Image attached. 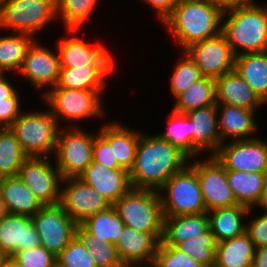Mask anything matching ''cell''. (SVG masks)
I'll return each instance as SVG.
<instances>
[{
  "instance_id": "obj_1",
  "label": "cell",
  "mask_w": 267,
  "mask_h": 267,
  "mask_svg": "<svg viewBox=\"0 0 267 267\" xmlns=\"http://www.w3.org/2000/svg\"><path fill=\"white\" fill-rule=\"evenodd\" d=\"M188 161L189 158L183 152L158 134L141 132L134 164L129 171L131 186L158 191Z\"/></svg>"
},
{
  "instance_id": "obj_2",
  "label": "cell",
  "mask_w": 267,
  "mask_h": 267,
  "mask_svg": "<svg viewBox=\"0 0 267 267\" xmlns=\"http://www.w3.org/2000/svg\"><path fill=\"white\" fill-rule=\"evenodd\" d=\"M224 10L212 0H179L162 22L183 51L222 32Z\"/></svg>"
},
{
  "instance_id": "obj_3",
  "label": "cell",
  "mask_w": 267,
  "mask_h": 267,
  "mask_svg": "<svg viewBox=\"0 0 267 267\" xmlns=\"http://www.w3.org/2000/svg\"><path fill=\"white\" fill-rule=\"evenodd\" d=\"M263 4L224 10L222 33L235 56L267 51V4Z\"/></svg>"
},
{
  "instance_id": "obj_4",
  "label": "cell",
  "mask_w": 267,
  "mask_h": 267,
  "mask_svg": "<svg viewBox=\"0 0 267 267\" xmlns=\"http://www.w3.org/2000/svg\"><path fill=\"white\" fill-rule=\"evenodd\" d=\"M113 206L124 225L161 241L164 216L158 191L131 188Z\"/></svg>"
},
{
  "instance_id": "obj_5",
  "label": "cell",
  "mask_w": 267,
  "mask_h": 267,
  "mask_svg": "<svg viewBox=\"0 0 267 267\" xmlns=\"http://www.w3.org/2000/svg\"><path fill=\"white\" fill-rule=\"evenodd\" d=\"M60 128L49 109L22 112L10 126L28 157H52Z\"/></svg>"
},
{
  "instance_id": "obj_6",
  "label": "cell",
  "mask_w": 267,
  "mask_h": 267,
  "mask_svg": "<svg viewBox=\"0 0 267 267\" xmlns=\"http://www.w3.org/2000/svg\"><path fill=\"white\" fill-rule=\"evenodd\" d=\"M42 97L60 127L61 122L65 120L69 121V124H75L73 127H76V123L88 119L106 118L107 113L102 103L104 100L96 91L50 88Z\"/></svg>"
},
{
  "instance_id": "obj_7",
  "label": "cell",
  "mask_w": 267,
  "mask_h": 267,
  "mask_svg": "<svg viewBox=\"0 0 267 267\" xmlns=\"http://www.w3.org/2000/svg\"><path fill=\"white\" fill-rule=\"evenodd\" d=\"M56 19V0H1L0 3L2 31L35 37V33L43 31Z\"/></svg>"
},
{
  "instance_id": "obj_8",
  "label": "cell",
  "mask_w": 267,
  "mask_h": 267,
  "mask_svg": "<svg viewBox=\"0 0 267 267\" xmlns=\"http://www.w3.org/2000/svg\"><path fill=\"white\" fill-rule=\"evenodd\" d=\"M158 193L163 216L207 212L197 174L188 164L170 177L158 190Z\"/></svg>"
},
{
  "instance_id": "obj_9",
  "label": "cell",
  "mask_w": 267,
  "mask_h": 267,
  "mask_svg": "<svg viewBox=\"0 0 267 267\" xmlns=\"http://www.w3.org/2000/svg\"><path fill=\"white\" fill-rule=\"evenodd\" d=\"M81 125L61 127L53 156L63 179L78 178L92 163L93 132H85ZM71 127V128H70Z\"/></svg>"
},
{
  "instance_id": "obj_10",
  "label": "cell",
  "mask_w": 267,
  "mask_h": 267,
  "mask_svg": "<svg viewBox=\"0 0 267 267\" xmlns=\"http://www.w3.org/2000/svg\"><path fill=\"white\" fill-rule=\"evenodd\" d=\"M191 158L188 165L196 172L206 211L238 205L228 184L227 170L215 156Z\"/></svg>"
},
{
  "instance_id": "obj_11",
  "label": "cell",
  "mask_w": 267,
  "mask_h": 267,
  "mask_svg": "<svg viewBox=\"0 0 267 267\" xmlns=\"http://www.w3.org/2000/svg\"><path fill=\"white\" fill-rule=\"evenodd\" d=\"M32 218L40 245L57 256L77 235L78 224L57 203L44 205Z\"/></svg>"
},
{
  "instance_id": "obj_12",
  "label": "cell",
  "mask_w": 267,
  "mask_h": 267,
  "mask_svg": "<svg viewBox=\"0 0 267 267\" xmlns=\"http://www.w3.org/2000/svg\"><path fill=\"white\" fill-rule=\"evenodd\" d=\"M50 158L27 157L18 173L19 178L43 205H54L60 202L63 178L57 166L49 160Z\"/></svg>"
},
{
  "instance_id": "obj_13",
  "label": "cell",
  "mask_w": 267,
  "mask_h": 267,
  "mask_svg": "<svg viewBox=\"0 0 267 267\" xmlns=\"http://www.w3.org/2000/svg\"><path fill=\"white\" fill-rule=\"evenodd\" d=\"M214 156L226 170L267 174V140L260 136L225 142Z\"/></svg>"
},
{
  "instance_id": "obj_14",
  "label": "cell",
  "mask_w": 267,
  "mask_h": 267,
  "mask_svg": "<svg viewBox=\"0 0 267 267\" xmlns=\"http://www.w3.org/2000/svg\"><path fill=\"white\" fill-rule=\"evenodd\" d=\"M59 204L78 225L89 216L112 206L99 192L79 178L62 180Z\"/></svg>"
},
{
  "instance_id": "obj_15",
  "label": "cell",
  "mask_w": 267,
  "mask_h": 267,
  "mask_svg": "<svg viewBox=\"0 0 267 267\" xmlns=\"http://www.w3.org/2000/svg\"><path fill=\"white\" fill-rule=\"evenodd\" d=\"M184 51L204 77L216 79L234 70L235 55L222 32L215 37L194 43Z\"/></svg>"
},
{
  "instance_id": "obj_16",
  "label": "cell",
  "mask_w": 267,
  "mask_h": 267,
  "mask_svg": "<svg viewBox=\"0 0 267 267\" xmlns=\"http://www.w3.org/2000/svg\"><path fill=\"white\" fill-rule=\"evenodd\" d=\"M55 51L56 53L52 52L50 48L43 47L36 39L28 48L22 66L17 73V76L20 74L19 76L41 91L40 94L42 95L50 88L55 87L59 79L60 57L58 50Z\"/></svg>"
},
{
  "instance_id": "obj_17",
  "label": "cell",
  "mask_w": 267,
  "mask_h": 267,
  "mask_svg": "<svg viewBox=\"0 0 267 267\" xmlns=\"http://www.w3.org/2000/svg\"><path fill=\"white\" fill-rule=\"evenodd\" d=\"M70 35L60 38L56 43L60 57V67H87L94 64H116L106 45L96 42V45L72 35L79 30H66Z\"/></svg>"
},
{
  "instance_id": "obj_18",
  "label": "cell",
  "mask_w": 267,
  "mask_h": 267,
  "mask_svg": "<svg viewBox=\"0 0 267 267\" xmlns=\"http://www.w3.org/2000/svg\"><path fill=\"white\" fill-rule=\"evenodd\" d=\"M186 115L191 120V158L206 152L214 156L222 144L218 132L217 105L194 109Z\"/></svg>"
},
{
  "instance_id": "obj_19",
  "label": "cell",
  "mask_w": 267,
  "mask_h": 267,
  "mask_svg": "<svg viewBox=\"0 0 267 267\" xmlns=\"http://www.w3.org/2000/svg\"><path fill=\"white\" fill-rule=\"evenodd\" d=\"M158 244L152 234L124 225L115 246L125 267H151Z\"/></svg>"
},
{
  "instance_id": "obj_20",
  "label": "cell",
  "mask_w": 267,
  "mask_h": 267,
  "mask_svg": "<svg viewBox=\"0 0 267 267\" xmlns=\"http://www.w3.org/2000/svg\"><path fill=\"white\" fill-rule=\"evenodd\" d=\"M38 246L39 235L30 216L8 213L0 220V247L9 257Z\"/></svg>"
},
{
  "instance_id": "obj_21",
  "label": "cell",
  "mask_w": 267,
  "mask_h": 267,
  "mask_svg": "<svg viewBox=\"0 0 267 267\" xmlns=\"http://www.w3.org/2000/svg\"><path fill=\"white\" fill-rule=\"evenodd\" d=\"M78 178L99 192L112 205L132 188L128 171L107 168L93 160Z\"/></svg>"
},
{
  "instance_id": "obj_22",
  "label": "cell",
  "mask_w": 267,
  "mask_h": 267,
  "mask_svg": "<svg viewBox=\"0 0 267 267\" xmlns=\"http://www.w3.org/2000/svg\"><path fill=\"white\" fill-rule=\"evenodd\" d=\"M217 114L218 132L222 144L226 140L240 141L257 137L256 132H259V124L256 122L255 111L217 104Z\"/></svg>"
},
{
  "instance_id": "obj_23",
  "label": "cell",
  "mask_w": 267,
  "mask_h": 267,
  "mask_svg": "<svg viewBox=\"0 0 267 267\" xmlns=\"http://www.w3.org/2000/svg\"><path fill=\"white\" fill-rule=\"evenodd\" d=\"M117 64H94L87 67H61L55 87L96 91L100 96L105 92L107 79L116 71Z\"/></svg>"
},
{
  "instance_id": "obj_24",
  "label": "cell",
  "mask_w": 267,
  "mask_h": 267,
  "mask_svg": "<svg viewBox=\"0 0 267 267\" xmlns=\"http://www.w3.org/2000/svg\"><path fill=\"white\" fill-rule=\"evenodd\" d=\"M215 101L255 112L266 106L235 69L215 79Z\"/></svg>"
},
{
  "instance_id": "obj_25",
  "label": "cell",
  "mask_w": 267,
  "mask_h": 267,
  "mask_svg": "<svg viewBox=\"0 0 267 267\" xmlns=\"http://www.w3.org/2000/svg\"><path fill=\"white\" fill-rule=\"evenodd\" d=\"M109 143L112 148L113 163L130 171L133 167L136 149L141 135L140 130H134L117 121L103 124L97 130Z\"/></svg>"
},
{
  "instance_id": "obj_26",
  "label": "cell",
  "mask_w": 267,
  "mask_h": 267,
  "mask_svg": "<svg viewBox=\"0 0 267 267\" xmlns=\"http://www.w3.org/2000/svg\"><path fill=\"white\" fill-rule=\"evenodd\" d=\"M251 212H253V208H248L241 204L207 212L209 229L214 235L216 242L220 243L242 235L246 229L245 218H248Z\"/></svg>"
},
{
  "instance_id": "obj_27",
  "label": "cell",
  "mask_w": 267,
  "mask_h": 267,
  "mask_svg": "<svg viewBox=\"0 0 267 267\" xmlns=\"http://www.w3.org/2000/svg\"><path fill=\"white\" fill-rule=\"evenodd\" d=\"M0 191L9 214L33 217L44 206L18 175L3 177Z\"/></svg>"
},
{
  "instance_id": "obj_28",
  "label": "cell",
  "mask_w": 267,
  "mask_h": 267,
  "mask_svg": "<svg viewBox=\"0 0 267 267\" xmlns=\"http://www.w3.org/2000/svg\"><path fill=\"white\" fill-rule=\"evenodd\" d=\"M209 228L207 212L200 214L164 216L161 242L175 246L179 242L204 233Z\"/></svg>"
},
{
  "instance_id": "obj_29",
  "label": "cell",
  "mask_w": 267,
  "mask_h": 267,
  "mask_svg": "<svg viewBox=\"0 0 267 267\" xmlns=\"http://www.w3.org/2000/svg\"><path fill=\"white\" fill-rule=\"evenodd\" d=\"M234 69L267 105V51L235 56Z\"/></svg>"
},
{
  "instance_id": "obj_30",
  "label": "cell",
  "mask_w": 267,
  "mask_h": 267,
  "mask_svg": "<svg viewBox=\"0 0 267 267\" xmlns=\"http://www.w3.org/2000/svg\"><path fill=\"white\" fill-rule=\"evenodd\" d=\"M255 246L249 235H242L217 243L215 265L218 267H251Z\"/></svg>"
},
{
  "instance_id": "obj_31",
  "label": "cell",
  "mask_w": 267,
  "mask_h": 267,
  "mask_svg": "<svg viewBox=\"0 0 267 267\" xmlns=\"http://www.w3.org/2000/svg\"><path fill=\"white\" fill-rule=\"evenodd\" d=\"M267 174L252 171L227 170L228 184L236 201L248 208L258 202Z\"/></svg>"
},
{
  "instance_id": "obj_32",
  "label": "cell",
  "mask_w": 267,
  "mask_h": 267,
  "mask_svg": "<svg viewBox=\"0 0 267 267\" xmlns=\"http://www.w3.org/2000/svg\"><path fill=\"white\" fill-rule=\"evenodd\" d=\"M36 40L28 34L10 33L0 36V73L17 74L28 48Z\"/></svg>"
},
{
  "instance_id": "obj_33",
  "label": "cell",
  "mask_w": 267,
  "mask_h": 267,
  "mask_svg": "<svg viewBox=\"0 0 267 267\" xmlns=\"http://www.w3.org/2000/svg\"><path fill=\"white\" fill-rule=\"evenodd\" d=\"M79 225L101 243L105 241L116 244L124 222L112 205L104 211L89 216Z\"/></svg>"
},
{
  "instance_id": "obj_34",
  "label": "cell",
  "mask_w": 267,
  "mask_h": 267,
  "mask_svg": "<svg viewBox=\"0 0 267 267\" xmlns=\"http://www.w3.org/2000/svg\"><path fill=\"white\" fill-rule=\"evenodd\" d=\"M174 101L173 110L185 114L194 109L217 105L215 101V79L203 76Z\"/></svg>"
},
{
  "instance_id": "obj_35",
  "label": "cell",
  "mask_w": 267,
  "mask_h": 267,
  "mask_svg": "<svg viewBox=\"0 0 267 267\" xmlns=\"http://www.w3.org/2000/svg\"><path fill=\"white\" fill-rule=\"evenodd\" d=\"M100 0H56L57 19L66 30H82ZM97 5V6H96Z\"/></svg>"
},
{
  "instance_id": "obj_36",
  "label": "cell",
  "mask_w": 267,
  "mask_h": 267,
  "mask_svg": "<svg viewBox=\"0 0 267 267\" xmlns=\"http://www.w3.org/2000/svg\"><path fill=\"white\" fill-rule=\"evenodd\" d=\"M27 157L10 127L0 128V174L2 177L17 176Z\"/></svg>"
},
{
  "instance_id": "obj_37",
  "label": "cell",
  "mask_w": 267,
  "mask_h": 267,
  "mask_svg": "<svg viewBox=\"0 0 267 267\" xmlns=\"http://www.w3.org/2000/svg\"><path fill=\"white\" fill-rule=\"evenodd\" d=\"M169 114L166 130L158 135L191 159V120L185 113L173 109Z\"/></svg>"
},
{
  "instance_id": "obj_38",
  "label": "cell",
  "mask_w": 267,
  "mask_h": 267,
  "mask_svg": "<svg viewBox=\"0 0 267 267\" xmlns=\"http://www.w3.org/2000/svg\"><path fill=\"white\" fill-rule=\"evenodd\" d=\"M216 245L217 242L214 235L208 228L204 233L184 242H179L174 247L181 252L187 253L205 267H211L215 264Z\"/></svg>"
},
{
  "instance_id": "obj_39",
  "label": "cell",
  "mask_w": 267,
  "mask_h": 267,
  "mask_svg": "<svg viewBox=\"0 0 267 267\" xmlns=\"http://www.w3.org/2000/svg\"><path fill=\"white\" fill-rule=\"evenodd\" d=\"M182 56V57H181ZM178 61V62H177ZM169 78L170 92L174 100L203 76L190 56L183 51L174 64Z\"/></svg>"
},
{
  "instance_id": "obj_40",
  "label": "cell",
  "mask_w": 267,
  "mask_h": 267,
  "mask_svg": "<svg viewBox=\"0 0 267 267\" xmlns=\"http://www.w3.org/2000/svg\"><path fill=\"white\" fill-rule=\"evenodd\" d=\"M77 235L87 246L96 267H125L119 258L115 244L105 241L101 243L97 238L89 235L80 225L77 227Z\"/></svg>"
},
{
  "instance_id": "obj_41",
  "label": "cell",
  "mask_w": 267,
  "mask_h": 267,
  "mask_svg": "<svg viewBox=\"0 0 267 267\" xmlns=\"http://www.w3.org/2000/svg\"><path fill=\"white\" fill-rule=\"evenodd\" d=\"M57 267H96L82 239L76 235L56 256Z\"/></svg>"
},
{
  "instance_id": "obj_42",
  "label": "cell",
  "mask_w": 267,
  "mask_h": 267,
  "mask_svg": "<svg viewBox=\"0 0 267 267\" xmlns=\"http://www.w3.org/2000/svg\"><path fill=\"white\" fill-rule=\"evenodd\" d=\"M151 267H205L191 258L185 252H181L174 246L163 244L161 241L158 244L156 254Z\"/></svg>"
},
{
  "instance_id": "obj_43",
  "label": "cell",
  "mask_w": 267,
  "mask_h": 267,
  "mask_svg": "<svg viewBox=\"0 0 267 267\" xmlns=\"http://www.w3.org/2000/svg\"><path fill=\"white\" fill-rule=\"evenodd\" d=\"M12 258L22 267H57L56 256L41 245L19 251Z\"/></svg>"
},
{
  "instance_id": "obj_44",
  "label": "cell",
  "mask_w": 267,
  "mask_h": 267,
  "mask_svg": "<svg viewBox=\"0 0 267 267\" xmlns=\"http://www.w3.org/2000/svg\"><path fill=\"white\" fill-rule=\"evenodd\" d=\"M19 94L16 91L10 98H6V101H0V128L10 127L23 112L22 99Z\"/></svg>"
},
{
  "instance_id": "obj_45",
  "label": "cell",
  "mask_w": 267,
  "mask_h": 267,
  "mask_svg": "<svg viewBox=\"0 0 267 267\" xmlns=\"http://www.w3.org/2000/svg\"><path fill=\"white\" fill-rule=\"evenodd\" d=\"M246 223L245 232L249 235L255 248L267 246V213L261 212V215L253 216Z\"/></svg>"
},
{
  "instance_id": "obj_46",
  "label": "cell",
  "mask_w": 267,
  "mask_h": 267,
  "mask_svg": "<svg viewBox=\"0 0 267 267\" xmlns=\"http://www.w3.org/2000/svg\"><path fill=\"white\" fill-rule=\"evenodd\" d=\"M92 157L93 161L105 165L107 168L122 169L118 163H113L112 148L99 132L94 136Z\"/></svg>"
},
{
  "instance_id": "obj_47",
  "label": "cell",
  "mask_w": 267,
  "mask_h": 267,
  "mask_svg": "<svg viewBox=\"0 0 267 267\" xmlns=\"http://www.w3.org/2000/svg\"><path fill=\"white\" fill-rule=\"evenodd\" d=\"M145 2L147 6H151L152 11L156 12L161 26L162 22L173 12L174 7L177 5L179 0H141Z\"/></svg>"
},
{
  "instance_id": "obj_48",
  "label": "cell",
  "mask_w": 267,
  "mask_h": 267,
  "mask_svg": "<svg viewBox=\"0 0 267 267\" xmlns=\"http://www.w3.org/2000/svg\"><path fill=\"white\" fill-rule=\"evenodd\" d=\"M7 78L6 74L0 73V101H6V98H10L18 90Z\"/></svg>"
},
{
  "instance_id": "obj_49",
  "label": "cell",
  "mask_w": 267,
  "mask_h": 267,
  "mask_svg": "<svg viewBox=\"0 0 267 267\" xmlns=\"http://www.w3.org/2000/svg\"><path fill=\"white\" fill-rule=\"evenodd\" d=\"M251 267H267V246L255 248Z\"/></svg>"
},
{
  "instance_id": "obj_50",
  "label": "cell",
  "mask_w": 267,
  "mask_h": 267,
  "mask_svg": "<svg viewBox=\"0 0 267 267\" xmlns=\"http://www.w3.org/2000/svg\"><path fill=\"white\" fill-rule=\"evenodd\" d=\"M219 5L223 10H226L235 6H245L257 3L256 0H212Z\"/></svg>"
},
{
  "instance_id": "obj_51",
  "label": "cell",
  "mask_w": 267,
  "mask_h": 267,
  "mask_svg": "<svg viewBox=\"0 0 267 267\" xmlns=\"http://www.w3.org/2000/svg\"><path fill=\"white\" fill-rule=\"evenodd\" d=\"M256 207H258L259 209L261 208L262 209L261 211L267 213V176L264 182L260 198L256 203L255 207H253V209H255Z\"/></svg>"
},
{
  "instance_id": "obj_52",
  "label": "cell",
  "mask_w": 267,
  "mask_h": 267,
  "mask_svg": "<svg viewBox=\"0 0 267 267\" xmlns=\"http://www.w3.org/2000/svg\"><path fill=\"white\" fill-rule=\"evenodd\" d=\"M7 214H8V211H7L6 205L3 201L2 194L0 191V220Z\"/></svg>"
},
{
  "instance_id": "obj_53",
  "label": "cell",
  "mask_w": 267,
  "mask_h": 267,
  "mask_svg": "<svg viewBox=\"0 0 267 267\" xmlns=\"http://www.w3.org/2000/svg\"><path fill=\"white\" fill-rule=\"evenodd\" d=\"M9 258V255L0 247V267H2Z\"/></svg>"
},
{
  "instance_id": "obj_54",
  "label": "cell",
  "mask_w": 267,
  "mask_h": 267,
  "mask_svg": "<svg viewBox=\"0 0 267 267\" xmlns=\"http://www.w3.org/2000/svg\"><path fill=\"white\" fill-rule=\"evenodd\" d=\"M2 267H22L13 258H9Z\"/></svg>"
},
{
  "instance_id": "obj_55",
  "label": "cell",
  "mask_w": 267,
  "mask_h": 267,
  "mask_svg": "<svg viewBox=\"0 0 267 267\" xmlns=\"http://www.w3.org/2000/svg\"><path fill=\"white\" fill-rule=\"evenodd\" d=\"M2 179H3V177H2V175L0 174V183L2 182Z\"/></svg>"
}]
</instances>
